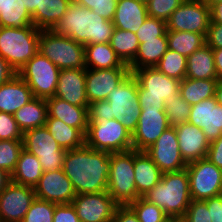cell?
<instances>
[{
	"label": "cell",
	"mask_w": 222,
	"mask_h": 222,
	"mask_svg": "<svg viewBox=\"0 0 222 222\" xmlns=\"http://www.w3.org/2000/svg\"><path fill=\"white\" fill-rule=\"evenodd\" d=\"M33 25L24 0H0V27L23 28Z\"/></svg>",
	"instance_id": "35"
},
{
	"label": "cell",
	"mask_w": 222,
	"mask_h": 222,
	"mask_svg": "<svg viewBox=\"0 0 222 222\" xmlns=\"http://www.w3.org/2000/svg\"><path fill=\"white\" fill-rule=\"evenodd\" d=\"M138 1L147 5L151 0H138Z\"/></svg>",
	"instance_id": "62"
},
{
	"label": "cell",
	"mask_w": 222,
	"mask_h": 222,
	"mask_svg": "<svg viewBox=\"0 0 222 222\" xmlns=\"http://www.w3.org/2000/svg\"><path fill=\"white\" fill-rule=\"evenodd\" d=\"M71 203L81 222H111L118 206L107 191L77 194Z\"/></svg>",
	"instance_id": "15"
},
{
	"label": "cell",
	"mask_w": 222,
	"mask_h": 222,
	"mask_svg": "<svg viewBox=\"0 0 222 222\" xmlns=\"http://www.w3.org/2000/svg\"><path fill=\"white\" fill-rule=\"evenodd\" d=\"M131 74L129 67L86 68L85 89L88 102L107 100V95Z\"/></svg>",
	"instance_id": "16"
},
{
	"label": "cell",
	"mask_w": 222,
	"mask_h": 222,
	"mask_svg": "<svg viewBox=\"0 0 222 222\" xmlns=\"http://www.w3.org/2000/svg\"><path fill=\"white\" fill-rule=\"evenodd\" d=\"M53 222H81L72 203L55 204Z\"/></svg>",
	"instance_id": "49"
},
{
	"label": "cell",
	"mask_w": 222,
	"mask_h": 222,
	"mask_svg": "<svg viewBox=\"0 0 222 222\" xmlns=\"http://www.w3.org/2000/svg\"><path fill=\"white\" fill-rule=\"evenodd\" d=\"M212 222H222V194L204 200Z\"/></svg>",
	"instance_id": "51"
},
{
	"label": "cell",
	"mask_w": 222,
	"mask_h": 222,
	"mask_svg": "<svg viewBox=\"0 0 222 222\" xmlns=\"http://www.w3.org/2000/svg\"><path fill=\"white\" fill-rule=\"evenodd\" d=\"M84 52L85 66L88 69L129 67L121 61L109 43L84 45Z\"/></svg>",
	"instance_id": "31"
},
{
	"label": "cell",
	"mask_w": 222,
	"mask_h": 222,
	"mask_svg": "<svg viewBox=\"0 0 222 222\" xmlns=\"http://www.w3.org/2000/svg\"><path fill=\"white\" fill-rule=\"evenodd\" d=\"M186 170L192 200H205L222 194V169L208 158L188 163Z\"/></svg>",
	"instance_id": "11"
},
{
	"label": "cell",
	"mask_w": 222,
	"mask_h": 222,
	"mask_svg": "<svg viewBox=\"0 0 222 222\" xmlns=\"http://www.w3.org/2000/svg\"><path fill=\"white\" fill-rule=\"evenodd\" d=\"M147 17L146 4L138 0H118L112 22L115 28L137 33Z\"/></svg>",
	"instance_id": "25"
},
{
	"label": "cell",
	"mask_w": 222,
	"mask_h": 222,
	"mask_svg": "<svg viewBox=\"0 0 222 222\" xmlns=\"http://www.w3.org/2000/svg\"><path fill=\"white\" fill-rule=\"evenodd\" d=\"M62 169L76 195L107 191L110 153L86 145L67 150Z\"/></svg>",
	"instance_id": "1"
},
{
	"label": "cell",
	"mask_w": 222,
	"mask_h": 222,
	"mask_svg": "<svg viewBox=\"0 0 222 222\" xmlns=\"http://www.w3.org/2000/svg\"><path fill=\"white\" fill-rule=\"evenodd\" d=\"M135 35L138 38L139 44L145 42V40L156 39L157 37H167L166 22L148 16Z\"/></svg>",
	"instance_id": "43"
},
{
	"label": "cell",
	"mask_w": 222,
	"mask_h": 222,
	"mask_svg": "<svg viewBox=\"0 0 222 222\" xmlns=\"http://www.w3.org/2000/svg\"><path fill=\"white\" fill-rule=\"evenodd\" d=\"M209 7L212 5V4H216V3H219V2H222V0H203Z\"/></svg>",
	"instance_id": "60"
},
{
	"label": "cell",
	"mask_w": 222,
	"mask_h": 222,
	"mask_svg": "<svg viewBox=\"0 0 222 222\" xmlns=\"http://www.w3.org/2000/svg\"><path fill=\"white\" fill-rule=\"evenodd\" d=\"M35 199L34 188L10 181L0 192L1 222H22Z\"/></svg>",
	"instance_id": "14"
},
{
	"label": "cell",
	"mask_w": 222,
	"mask_h": 222,
	"mask_svg": "<svg viewBox=\"0 0 222 222\" xmlns=\"http://www.w3.org/2000/svg\"><path fill=\"white\" fill-rule=\"evenodd\" d=\"M214 97L217 103L222 106V79H219L216 84Z\"/></svg>",
	"instance_id": "59"
},
{
	"label": "cell",
	"mask_w": 222,
	"mask_h": 222,
	"mask_svg": "<svg viewBox=\"0 0 222 222\" xmlns=\"http://www.w3.org/2000/svg\"><path fill=\"white\" fill-rule=\"evenodd\" d=\"M18 73L9 62L0 55V86L9 82Z\"/></svg>",
	"instance_id": "55"
},
{
	"label": "cell",
	"mask_w": 222,
	"mask_h": 222,
	"mask_svg": "<svg viewBox=\"0 0 222 222\" xmlns=\"http://www.w3.org/2000/svg\"><path fill=\"white\" fill-rule=\"evenodd\" d=\"M134 175L137 193L142 197L162 179L163 172L145 151L134 150Z\"/></svg>",
	"instance_id": "27"
},
{
	"label": "cell",
	"mask_w": 222,
	"mask_h": 222,
	"mask_svg": "<svg viewBox=\"0 0 222 222\" xmlns=\"http://www.w3.org/2000/svg\"><path fill=\"white\" fill-rule=\"evenodd\" d=\"M188 122L200 127L209 142L222 135V106L215 97L205 99L191 106Z\"/></svg>",
	"instance_id": "20"
},
{
	"label": "cell",
	"mask_w": 222,
	"mask_h": 222,
	"mask_svg": "<svg viewBox=\"0 0 222 222\" xmlns=\"http://www.w3.org/2000/svg\"><path fill=\"white\" fill-rule=\"evenodd\" d=\"M167 50V37H157L140 43L135 59L129 65L131 73L135 69L155 67Z\"/></svg>",
	"instance_id": "32"
},
{
	"label": "cell",
	"mask_w": 222,
	"mask_h": 222,
	"mask_svg": "<svg viewBox=\"0 0 222 222\" xmlns=\"http://www.w3.org/2000/svg\"><path fill=\"white\" fill-rule=\"evenodd\" d=\"M71 2L72 0H24L33 25L40 30H51L65 15Z\"/></svg>",
	"instance_id": "23"
},
{
	"label": "cell",
	"mask_w": 222,
	"mask_h": 222,
	"mask_svg": "<svg viewBox=\"0 0 222 222\" xmlns=\"http://www.w3.org/2000/svg\"><path fill=\"white\" fill-rule=\"evenodd\" d=\"M60 70L86 68L84 45L52 30H41L39 51Z\"/></svg>",
	"instance_id": "6"
},
{
	"label": "cell",
	"mask_w": 222,
	"mask_h": 222,
	"mask_svg": "<svg viewBox=\"0 0 222 222\" xmlns=\"http://www.w3.org/2000/svg\"><path fill=\"white\" fill-rule=\"evenodd\" d=\"M89 122L98 120H110L109 102L107 100L90 102L88 105Z\"/></svg>",
	"instance_id": "48"
},
{
	"label": "cell",
	"mask_w": 222,
	"mask_h": 222,
	"mask_svg": "<svg viewBox=\"0 0 222 222\" xmlns=\"http://www.w3.org/2000/svg\"><path fill=\"white\" fill-rule=\"evenodd\" d=\"M173 222H185L182 218H176Z\"/></svg>",
	"instance_id": "63"
},
{
	"label": "cell",
	"mask_w": 222,
	"mask_h": 222,
	"mask_svg": "<svg viewBox=\"0 0 222 222\" xmlns=\"http://www.w3.org/2000/svg\"><path fill=\"white\" fill-rule=\"evenodd\" d=\"M164 111L171 126H178L188 122L191 105L181 95L170 96L164 104Z\"/></svg>",
	"instance_id": "39"
},
{
	"label": "cell",
	"mask_w": 222,
	"mask_h": 222,
	"mask_svg": "<svg viewBox=\"0 0 222 222\" xmlns=\"http://www.w3.org/2000/svg\"><path fill=\"white\" fill-rule=\"evenodd\" d=\"M215 69L218 79H222V49H213Z\"/></svg>",
	"instance_id": "57"
},
{
	"label": "cell",
	"mask_w": 222,
	"mask_h": 222,
	"mask_svg": "<svg viewBox=\"0 0 222 222\" xmlns=\"http://www.w3.org/2000/svg\"><path fill=\"white\" fill-rule=\"evenodd\" d=\"M34 97L52 98L55 95L60 69L47 57L37 52L18 72Z\"/></svg>",
	"instance_id": "9"
},
{
	"label": "cell",
	"mask_w": 222,
	"mask_h": 222,
	"mask_svg": "<svg viewBox=\"0 0 222 222\" xmlns=\"http://www.w3.org/2000/svg\"><path fill=\"white\" fill-rule=\"evenodd\" d=\"M110 119L119 120L133 134L136 131L141 106L138 101V81L131 73L107 95Z\"/></svg>",
	"instance_id": "8"
},
{
	"label": "cell",
	"mask_w": 222,
	"mask_h": 222,
	"mask_svg": "<svg viewBox=\"0 0 222 222\" xmlns=\"http://www.w3.org/2000/svg\"><path fill=\"white\" fill-rule=\"evenodd\" d=\"M218 80L184 78L180 81V95L189 105H195L200 101L214 97Z\"/></svg>",
	"instance_id": "34"
},
{
	"label": "cell",
	"mask_w": 222,
	"mask_h": 222,
	"mask_svg": "<svg viewBox=\"0 0 222 222\" xmlns=\"http://www.w3.org/2000/svg\"><path fill=\"white\" fill-rule=\"evenodd\" d=\"M22 149V140H0V169L11 175Z\"/></svg>",
	"instance_id": "40"
},
{
	"label": "cell",
	"mask_w": 222,
	"mask_h": 222,
	"mask_svg": "<svg viewBox=\"0 0 222 222\" xmlns=\"http://www.w3.org/2000/svg\"><path fill=\"white\" fill-rule=\"evenodd\" d=\"M115 26L111 20L71 2L65 15L51 29L53 32L67 36L82 45L109 43Z\"/></svg>",
	"instance_id": "2"
},
{
	"label": "cell",
	"mask_w": 222,
	"mask_h": 222,
	"mask_svg": "<svg viewBox=\"0 0 222 222\" xmlns=\"http://www.w3.org/2000/svg\"><path fill=\"white\" fill-rule=\"evenodd\" d=\"M55 203L35 199L22 222H53Z\"/></svg>",
	"instance_id": "42"
},
{
	"label": "cell",
	"mask_w": 222,
	"mask_h": 222,
	"mask_svg": "<svg viewBox=\"0 0 222 222\" xmlns=\"http://www.w3.org/2000/svg\"><path fill=\"white\" fill-rule=\"evenodd\" d=\"M23 148L35 155L44 172L62 169L66 150L51 135L46 126L23 133Z\"/></svg>",
	"instance_id": "10"
},
{
	"label": "cell",
	"mask_w": 222,
	"mask_h": 222,
	"mask_svg": "<svg viewBox=\"0 0 222 222\" xmlns=\"http://www.w3.org/2000/svg\"><path fill=\"white\" fill-rule=\"evenodd\" d=\"M32 98H34L32 90L17 74L0 86V112L14 114Z\"/></svg>",
	"instance_id": "26"
},
{
	"label": "cell",
	"mask_w": 222,
	"mask_h": 222,
	"mask_svg": "<svg viewBox=\"0 0 222 222\" xmlns=\"http://www.w3.org/2000/svg\"><path fill=\"white\" fill-rule=\"evenodd\" d=\"M34 191L37 199L55 204H69L76 196L72 183L63 169L43 172Z\"/></svg>",
	"instance_id": "18"
},
{
	"label": "cell",
	"mask_w": 222,
	"mask_h": 222,
	"mask_svg": "<svg viewBox=\"0 0 222 222\" xmlns=\"http://www.w3.org/2000/svg\"><path fill=\"white\" fill-rule=\"evenodd\" d=\"M219 169H222V135L210 142L207 157Z\"/></svg>",
	"instance_id": "52"
},
{
	"label": "cell",
	"mask_w": 222,
	"mask_h": 222,
	"mask_svg": "<svg viewBox=\"0 0 222 222\" xmlns=\"http://www.w3.org/2000/svg\"><path fill=\"white\" fill-rule=\"evenodd\" d=\"M102 16L106 20H113L118 0H72Z\"/></svg>",
	"instance_id": "45"
},
{
	"label": "cell",
	"mask_w": 222,
	"mask_h": 222,
	"mask_svg": "<svg viewBox=\"0 0 222 222\" xmlns=\"http://www.w3.org/2000/svg\"><path fill=\"white\" fill-rule=\"evenodd\" d=\"M46 103L49 117L59 119L86 134L89 124L88 107L72 105L55 96L46 99Z\"/></svg>",
	"instance_id": "24"
},
{
	"label": "cell",
	"mask_w": 222,
	"mask_h": 222,
	"mask_svg": "<svg viewBox=\"0 0 222 222\" xmlns=\"http://www.w3.org/2000/svg\"><path fill=\"white\" fill-rule=\"evenodd\" d=\"M85 145L108 153L132 150V134L116 119L89 122Z\"/></svg>",
	"instance_id": "7"
},
{
	"label": "cell",
	"mask_w": 222,
	"mask_h": 222,
	"mask_svg": "<svg viewBox=\"0 0 222 222\" xmlns=\"http://www.w3.org/2000/svg\"><path fill=\"white\" fill-rule=\"evenodd\" d=\"M168 49L186 58L206 44L203 34L195 32L167 31Z\"/></svg>",
	"instance_id": "37"
},
{
	"label": "cell",
	"mask_w": 222,
	"mask_h": 222,
	"mask_svg": "<svg viewBox=\"0 0 222 222\" xmlns=\"http://www.w3.org/2000/svg\"><path fill=\"white\" fill-rule=\"evenodd\" d=\"M184 2V0H151L147 4L149 17L158 18L167 22L171 14Z\"/></svg>",
	"instance_id": "44"
},
{
	"label": "cell",
	"mask_w": 222,
	"mask_h": 222,
	"mask_svg": "<svg viewBox=\"0 0 222 222\" xmlns=\"http://www.w3.org/2000/svg\"><path fill=\"white\" fill-rule=\"evenodd\" d=\"M10 182V175L4 170L0 169V192L6 187Z\"/></svg>",
	"instance_id": "58"
},
{
	"label": "cell",
	"mask_w": 222,
	"mask_h": 222,
	"mask_svg": "<svg viewBox=\"0 0 222 222\" xmlns=\"http://www.w3.org/2000/svg\"><path fill=\"white\" fill-rule=\"evenodd\" d=\"M176 218L166 216L161 222H173Z\"/></svg>",
	"instance_id": "61"
},
{
	"label": "cell",
	"mask_w": 222,
	"mask_h": 222,
	"mask_svg": "<svg viewBox=\"0 0 222 222\" xmlns=\"http://www.w3.org/2000/svg\"><path fill=\"white\" fill-rule=\"evenodd\" d=\"M109 44L124 64L134 61L139 47L135 33L115 28Z\"/></svg>",
	"instance_id": "36"
},
{
	"label": "cell",
	"mask_w": 222,
	"mask_h": 222,
	"mask_svg": "<svg viewBox=\"0 0 222 222\" xmlns=\"http://www.w3.org/2000/svg\"><path fill=\"white\" fill-rule=\"evenodd\" d=\"M132 74L138 81V95L160 97L164 101L180 95V81L166 76L156 67L135 69Z\"/></svg>",
	"instance_id": "19"
},
{
	"label": "cell",
	"mask_w": 222,
	"mask_h": 222,
	"mask_svg": "<svg viewBox=\"0 0 222 222\" xmlns=\"http://www.w3.org/2000/svg\"><path fill=\"white\" fill-rule=\"evenodd\" d=\"M43 172L39 159L23 148L20 152L16 168L10 175V181L34 188Z\"/></svg>",
	"instance_id": "29"
},
{
	"label": "cell",
	"mask_w": 222,
	"mask_h": 222,
	"mask_svg": "<svg viewBox=\"0 0 222 222\" xmlns=\"http://www.w3.org/2000/svg\"><path fill=\"white\" fill-rule=\"evenodd\" d=\"M182 219L185 222H212L204 200H191Z\"/></svg>",
	"instance_id": "47"
},
{
	"label": "cell",
	"mask_w": 222,
	"mask_h": 222,
	"mask_svg": "<svg viewBox=\"0 0 222 222\" xmlns=\"http://www.w3.org/2000/svg\"><path fill=\"white\" fill-rule=\"evenodd\" d=\"M141 109H160L164 110L165 101L163 98L154 96L138 95Z\"/></svg>",
	"instance_id": "54"
},
{
	"label": "cell",
	"mask_w": 222,
	"mask_h": 222,
	"mask_svg": "<svg viewBox=\"0 0 222 222\" xmlns=\"http://www.w3.org/2000/svg\"><path fill=\"white\" fill-rule=\"evenodd\" d=\"M23 132L13 114L0 112V140H22Z\"/></svg>",
	"instance_id": "46"
},
{
	"label": "cell",
	"mask_w": 222,
	"mask_h": 222,
	"mask_svg": "<svg viewBox=\"0 0 222 222\" xmlns=\"http://www.w3.org/2000/svg\"><path fill=\"white\" fill-rule=\"evenodd\" d=\"M142 198L154 203L167 216L183 218L192 200L187 170L163 173L162 179Z\"/></svg>",
	"instance_id": "3"
},
{
	"label": "cell",
	"mask_w": 222,
	"mask_h": 222,
	"mask_svg": "<svg viewBox=\"0 0 222 222\" xmlns=\"http://www.w3.org/2000/svg\"><path fill=\"white\" fill-rule=\"evenodd\" d=\"M13 115L23 133L34 128L43 127L48 115L46 100L34 97Z\"/></svg>",
	"instance_id": "30"
},
{
	"label": "cell",
	"mask_w": 222,
	"mask_h": 222,
	"mask_svg": "<svg viewBox=\"0 0 222 222\" xmlns=\"http://www.w3.org/2000/svg\"><path fill=\"white\" fill-rule=\"evenodd\" d=\"M210 22V7L203 0H189L171 14L166 25L167 31L195 32L206 37Z\"/></svg>",
	"instance_id": "12"
},
{
	"label": "cell",
	"mask_w": 222,
	"mask_h": 222,
	"mask_svg": "<svg viewBox=\"0 0 222 222\" xmlns=\"http://www.w3.org/2000/svg\"><path fill=\"white\" fill-rule=\"evenodd\" d=\"M145 152L163 173L178 172L188 165L180 153L174 126L166 129Z\"/></svg>",
	"instance_id": "13"
},
{
	"label": "cell",
	"mask_w": 222,
	"mask_h": 222,
	"mask_svg": "<svg viewBox=\"0 0 222 222\" xmlns=\"http://www.w3.org/2000/svg\"><path fill=\"white\" fill-rule=\"evenodd\" d=\"M45 126L66 151L85 145V135L79 129L69 126L59 119L47 115Z\"/></svg>",
	"instance_id": "33"
},
{
	"label": "cell",
	"mask_w": 222,
	"mask_h": 222,
	"mask_svg": "<svg viewBox=\"0 0 222 222\" xmlns=\"http://www.w3.org/2000/svg\"><path fill=\"white\" fill-rule=\"evenodd\" d=\"M186 61L185 56L168 49L155 67L166 76L182 81L187 72Z\"/></svg>",
	"instance_id": "38"
},
{
	"label": "cell",
	"mask_w": 222,
	"mask_h": 222,
	"mask_svg": "<svg viewBox=\"0 0 222 222\" xmlns=\"http://www.w3.org/2000/svg\"><path fill=\"white\" fill-rule=\"evenodd\" d=\"M187 72L185 78L192 79H218L213 49L204 44L187 57Z\"/></svg>",
	"instance_id": "28"
},
{
	"label": "cell",
	"mask_w": 222,
	"mask_h": 222,
	"mask_svg": "<svg viewBox=\"0 0 222 222\" xmlns=\"http://www.w3.org/2000/svg\"><path fill=\"white\" fill-rule=\"evenodd\" d=\"M210 17L214 24H222V2L210 6Z\"/></svg>",
	"instance_id": "56"
},
{
	"label": "cell",
	"mask_w": 222,
	"mask_h": 222,
	"mask_svg": "<svg viewBox=\"0 0 222 222\" xmlns=\"http://www.w3.org/2000/svg\"><path fill=\"white\" fill-rule=\"evenodd\" d=\"M128 206L134 211L139 222H161L167 216L162 209L142 197Z\"/></svg>",
	"instance_id": "41"
},
{
	"label": "cell",
	"mask_w": 222,
	"mask_h": 222,
	"mask_svg": "<svg viewBox=\"0 0 222 222\" xmlns=\"http://www.w3.org/2000/svg\"><path fill=\"white\" fill-rule=\"evenodd\" d=\"M134 177V149L110 153L107 192L118 206H127L141 197Z\"/></svg>",
	"instance_id": "5"
},
{
	"label": "cell",
	"mask_w": 222,
	"mask_h": 222,
	"mask_svg": "<svg viewBox=\"0 0 222 222\" xmlns=\"http://www.w3.org/2000/svg\"><path fill=\"white\" fill-rule=\"evenodd\" d=\"M170 126L164 110L141 109L136 131L132 134L133 149L145 151Z\"/></svg>",
	"instance_id": "17"
},
{
	"label": "cell",
	"mask_w": 222,
	"mask_h": 222,
	"mask_svg": "<svg viewBox=\"0 0 222 222\" xmlns=\"http://www.w3.org/2000/svg\"><path fill=\"white\" fill-rule=\"evenodd\" d=\"M205 39L212 49H222V24L210 22Z\"/></svg>",
	"instance_id": "50"
},
{
	"label": "cell",
	"mask_w": 222,
	"mask_h": 222,
	"mask_svg": "<svg viewBox=\"0 0 222 222\" xmlns=\"http://www.w3.org/2000/svg\"><path fill=\"white\" fill-rule=\"evenodd\" d=\"M41 30L0 27V55L18 72L38 51Z\"/></svg>",
	"instance_id": "4"
},
{
	"label": "cell",
	"mask_w": 222,
	"mask_h": 222,
	"mask_svg": "<svg viewBox=\"0 0 222 222\" xmlns=\"http://www.w3.org/2000/svg\"><path fill=\"white\" fill-rule=\"evenodd\" d=\"M180 153L188 164L207 157L210 142L198 126L189 122L175 126Z\"/></svg>",
	"instance_id": "22"
},
{
	"label": "cell",
	"mask_w": 222,
	"mask_h": 222,
	"mask_svg": "<svg viewBox=\"0 0 222 222\" xmlns=\"http://www.w3.org/2000/svg\"><path fill=\"white\" fill-rule=\"evenodd\" d=\"M86 68L60 70L55 97L72 105L88 107L85 89Z\"/></svg>",
	"instance_id": "21"
},
{
	"label": "cell",
	"mask_w": 222,
	"mask_h": 222,
	"mask_svg": "<svg viewBox=\"0 0 222 222\" xmlns=\"http://www.w3.org/2000/svg\"><path fill=\"white\" fill-rule=\"evenodd\" d=\"M111 222H139L134 211L127 206H117Z\"/></svg>",
	"instance_id": "53"
}]
</instances>
